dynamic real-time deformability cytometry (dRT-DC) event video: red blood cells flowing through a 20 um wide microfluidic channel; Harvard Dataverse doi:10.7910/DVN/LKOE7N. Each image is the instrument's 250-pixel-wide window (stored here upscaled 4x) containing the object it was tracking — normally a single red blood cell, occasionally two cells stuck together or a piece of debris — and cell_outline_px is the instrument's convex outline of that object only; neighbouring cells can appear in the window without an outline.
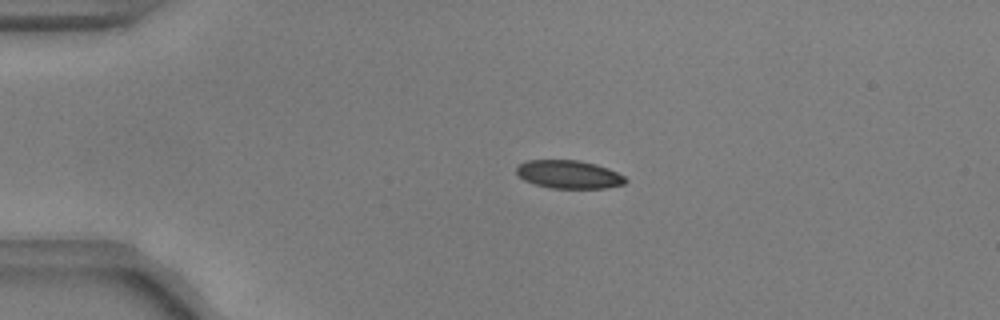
{"species": "common noctule bat (a hibernating species)", "species_latin": "Nyctalus noctula", "temperature_condition": "warm", "stored_images_in_passage": 43, "camera_frame_rate_fps": 3000, "um_per_image_px": 0.085, "animal": {"sex": "male", "body_mass_g": 17.9, "forearm_length_mm": 54.2}, "frame": {"image": 1, "passage_image": 1, "time_ms": 0.0, "image_size_px": [1000, 320], "cell_outline_px": [[628, 180], [624, 184], [604, 188], [552, 188], [536, 184], [524, 180], [516, 172], [516, 168], [520, 164], [528, 160], [580, 160], [596, 164], [608, 168], [624, 176]], "centroid_in_image_um": [48.37, 14.82], "position_along_channel_um": 36.6, "area_um2": 17.8}}
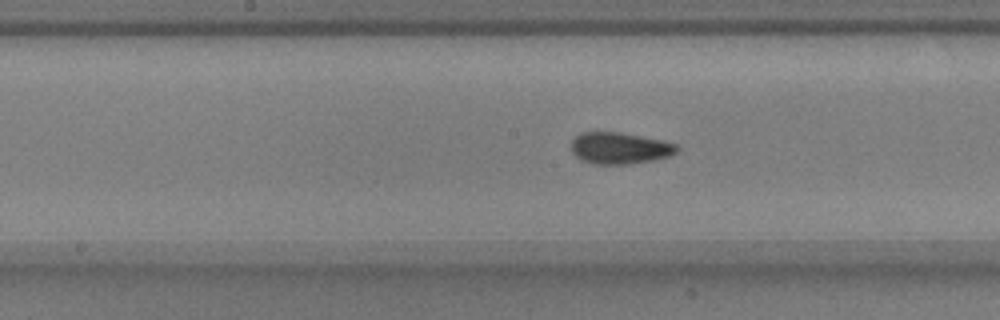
{"frame": {"image": 2, "passage_image": 17, "time_ms": 5.333, "image_size_px": [1000, 320], "cell_outline_px": [[680, 148], [676, 152], [668, 156], [652, 160], [628, 164], [592, 164], [580, 160], [572, 152], [572, 140], [580, 132], [620, 132], [660, 140], [676, 144]], "centroid_in_image_um": [52.64, 12.59], "position_along_channel_um": 195.6, "area_um2": 19.36}}
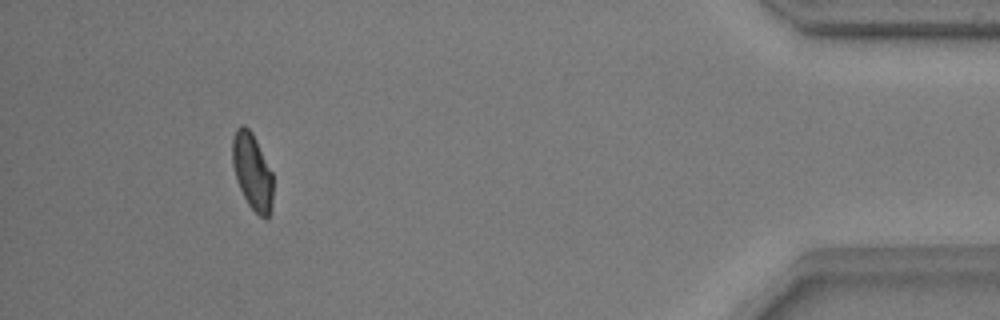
{"frame": {"image": 3, "passage_image": 39, "time_ms": 12.667, "image_size_px": [1000, 320], "cell_outline_px": [[272, 204], [268, 216], [264, 220], [248, 204], [236, 180], [232, 164], [232, 140], [236, 128], [240, 124], [244, 124], [252, 132], [272, 172]], "centroid_in_image_um": [21.42, 14.55], "position_along_channel_um": 413.8, "area_um2": 18.03}, "authors_computed_cell_mechanics": {"area_um2": 18.9584, "velocity_mm_per_s": 3.7539, "shape_relaxation_time_tau1_ms": 8.054, "shape_relaxation_time_tau2_ms": 1.6201, "deformation_change_tau1": 0.1704, "deformation_change_tau2": 0.0541}}